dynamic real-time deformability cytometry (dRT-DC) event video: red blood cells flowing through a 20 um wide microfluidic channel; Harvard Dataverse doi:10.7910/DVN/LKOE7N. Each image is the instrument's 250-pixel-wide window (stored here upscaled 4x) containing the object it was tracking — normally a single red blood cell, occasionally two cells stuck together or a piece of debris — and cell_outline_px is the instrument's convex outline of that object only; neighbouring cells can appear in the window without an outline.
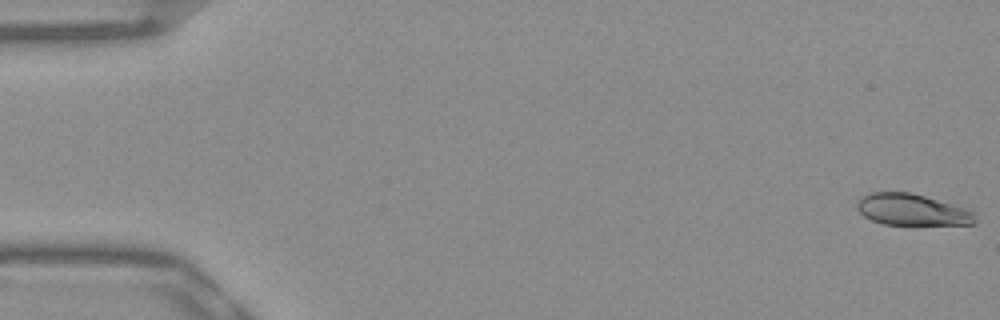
{"species": "Egyptian fruit bat (a non-hibernating species)", "species_latin": "Rousettus aegyptiacus", "temperature_condition": "warm", "stored_images_in_passage": 52, "camera_frame_rate_fps": 3000, "um_per_image_px": 0.085, "frame": {"image": 1, "passage_image": 1, "time_ms": 0.0, "image_size_px": [1000, 320], "cell_outline_px": [[976, 224], [912, 228], [884, 224], [872, 220], [864, 216], [856, 208], [856, 200], [860, 196], [872, 192], [908, 192], [924, 196], [964, 208], [976, 212]], "centroid_in_image_um": [77.54, 17.9], "position_along_channel_um": 7.5, "area_um2": 22.83}}
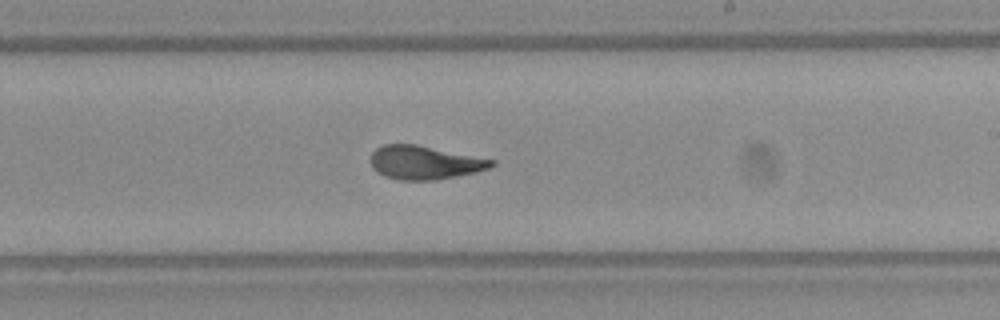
{"frame": {"image": 2, "passage_image": 31, "time_ms": 10.0, "image_size_px": [1000, 320], "cell_outline_px": [[496, 164], [488, 168], [476, 172], [436, 180], [400, 180], [384, 176], [376, 172], [372, 168], [368, 160], [372, 152], [376, 148], [384, 144], [416, 144], [496, 160]], "centroid_in_image_um": [36.05, 13.81], "position_along_channel_um": 253.0, "area_um2": 23.87}}
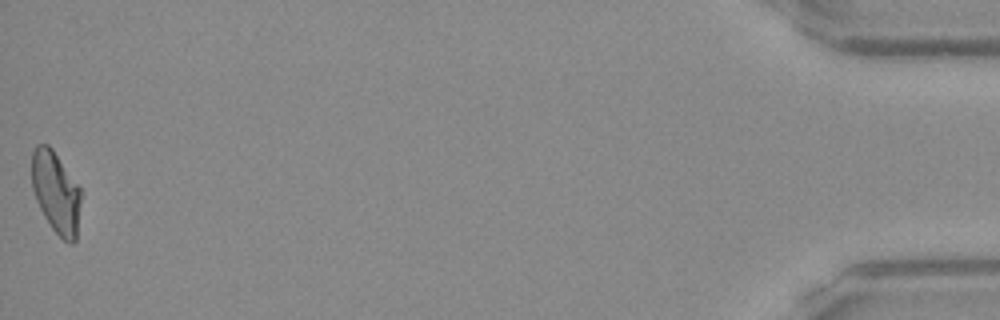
{"frame": {"image": 3, "passage_image": 52, "time_ms": 17.0, "image_size_px": [1000, 320], "cell_outline_px": [[80, 200], [76, 240], [72, 244], [68, 244], [52, 228], [44, 216], [36, 200], [32, 188], [32, 152], [36, 144], [48, 144], [52, 148], [80, 188]], "centroid_in_image_um": [4.74, 16.34], "position_along_channel_um": 430.5, "area_um2": 23.18}, "authors_computed_cell_mechanics": {"area_um2": 23.8714, "velocity_mm_per_s": 3.9334, "shape_relaxation_time_tau1_ms": 5.7637, "shape_relaxation_time_tau2_ms": 0.7612, "deformation_change_tau1": 0.1888, "deformation_change_tau2": 0.0638}}